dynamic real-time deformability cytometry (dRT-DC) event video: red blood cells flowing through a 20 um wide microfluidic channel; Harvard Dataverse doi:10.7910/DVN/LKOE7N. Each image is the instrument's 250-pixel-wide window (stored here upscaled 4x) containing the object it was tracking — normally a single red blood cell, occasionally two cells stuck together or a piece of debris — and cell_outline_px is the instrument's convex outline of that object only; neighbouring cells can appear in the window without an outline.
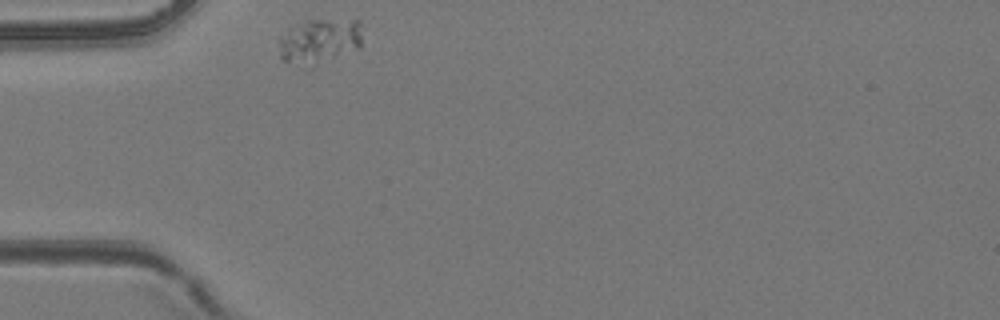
{"species": "common noctule bat (a hibernating species)", "species_latin": "Nyctalus noctula", "temperature_condition": "room temperature", "stored_images_in_passage": 29, "camera_frame_rate_fps": 3000, "um_per_image_px": 0.085, "animal": {"sex": "female", "body_mass_g": 24.6, "forearm_length_mm": 56.2}, "frame": {"image": 1, "passage_image": 1, "time_ms": 0.0, "image_size_px": [1000, 320], "cell_outline_px": [[360, 48], [332, 56], [288, 60], [280, 60], [280, 40], [296, 24], [308, 20], [360, 20]], "centroid_in_image_um": [27.23, 3.33], "position_along_channel_um": 57.8, "area_um2": 19.31}}
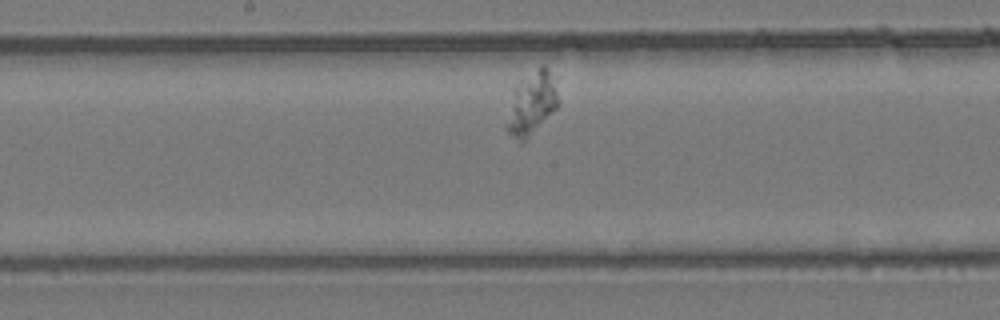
{"frame": {"image": 2, "passage_image": 13, "time_ms": 4.0, "image_size_px": [1000, 320], "cell_outline_px": [[560, 104], [520, 144], [504, 128], [504, 124], [516, 84], [520, 80], [540, 64], [544, 64], [548, 72], [556, 92]], "centroid_in_image_um": [45.13, 8.8], "position_along_channel_um": 203.1, "area_um2": 18.38}}
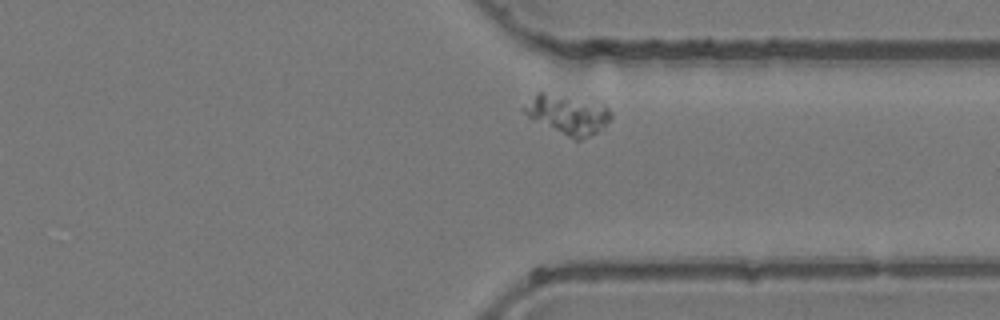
{"frame": {"image": 3, "passage_image": 25, "time_ms": 8.0, "image_size_px": [1000, 320], "cell_outline_px": [[612, 120], [596, 132], [580, 140], [576, 140], [528, 116], [524, 112], [524, 108], [536, 92], [544, 92], [600, 100], [612, 112]], "centroid_in_image_um": [48.36, 9.67], "position_along_channel_um": 363.0, "area_um2": 20.0}}